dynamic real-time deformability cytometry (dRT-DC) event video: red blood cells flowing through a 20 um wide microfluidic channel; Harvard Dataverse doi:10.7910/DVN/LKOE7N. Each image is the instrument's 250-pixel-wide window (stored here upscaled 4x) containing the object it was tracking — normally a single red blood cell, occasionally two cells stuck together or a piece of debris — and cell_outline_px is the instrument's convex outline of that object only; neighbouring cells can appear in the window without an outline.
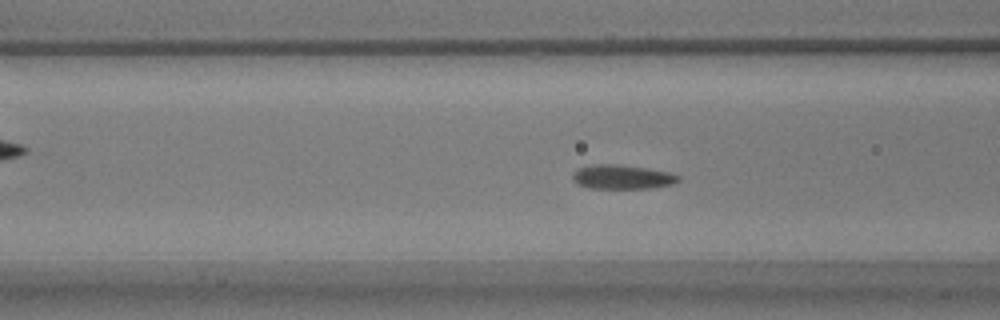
{"species": "common noctule bat (a hibernating species)", "species_latin": "Nyctalus noctula", "temperature_condition": "warm", "stored_images_in_passage": 55, "segment_of_instrument_passage": [1, 2], "camera_frame_rate_fps": 3000, "um_per_image_px": 0.085, "animal": {"sex": "male", "body_mass_g": 17.9}, "frame": {"image": 1, "passage_image": 21, "time_ms": 6.667, "image_size_px": [1000, 320], "cell_outline_px": [[680, 180], [672, 184], [652, 188], [588, 188], [572, 180], [572, 172], [576, 168], [592, 164], [616, 164], [648, 168], [668, 172], [680, 176]], "centroid_in_image_um": [52.85, 15.03], "position_along_channel_um": 113.7, "area_um2": 15.03}}
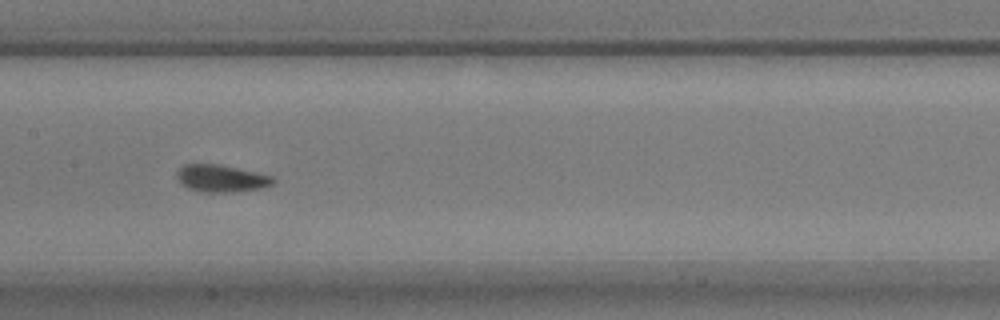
{"frame": {"image": 2, "passage_image": 27, "time_ms": 8.667, "image_size_px": [1000, 320], "cell_outline_px": [[276, 180], [272, 184], [260, 188], [232, 192], [204, 192], [188, 188], [180, 184], [176, 180], [176, 172], [184, 164], [220, 164], [256, 172], [272, 176]], "centroid_in_image_um": [18.76, 15.16], "position_along_channel_um": 188.6, "area_um2": 15.32}}
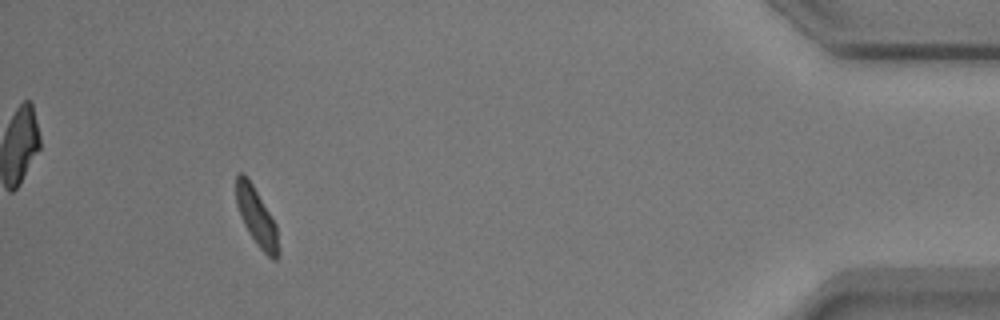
{"frame": {"image": 3, "passage_image": 50, "time_ms": 16.333, "image_size_px": [1000, 320], "cell_outline_px": [[280, 256], [276, 260], [272, 260], [256, 244], [248, 232], [240, 216], [236, 204], [236, 176], [240, 172], [244, 172], [248, 176], [276, 224], [280, 252]], "centroid_in_image_um": [21.82, 18.45], "position_along_channel_um": 413.4, "area_um2": 14.51}}